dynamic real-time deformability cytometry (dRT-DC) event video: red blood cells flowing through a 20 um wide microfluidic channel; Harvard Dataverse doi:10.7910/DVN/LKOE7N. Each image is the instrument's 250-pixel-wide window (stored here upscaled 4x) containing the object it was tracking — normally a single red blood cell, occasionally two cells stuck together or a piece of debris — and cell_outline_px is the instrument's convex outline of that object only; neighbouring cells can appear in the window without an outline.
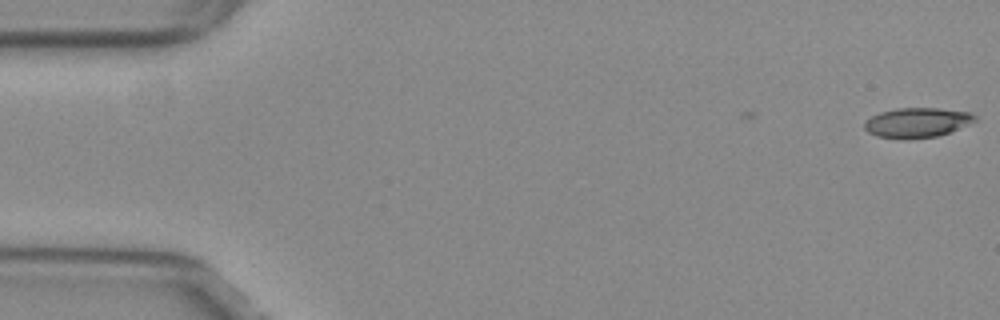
{"species": "common noctule bat (a hibernating species)", "species_latin": "Nyctalus noctula", "temperature_condition": "warm", "stored_images_in_passage": 2, "camera_frame_rate_fps": 3000, "um_per_image_px": 0.085, "animal": {"sex": "female", "body_mass_g": 29.2, "forearm_length_mm": 56.3}, "frame": {"image": 1, "passage_image": 2, "time_ms": 0.333, "image_size_px": [1000, 320], "cell_outline_px": [[976, 120], [948, 132], [936, 136], [908, 140], [876, 136], [868, 132], [864, 128], [864, 120], [880, 112], [896, 108], [936, 108], [972, 112], [976, 116]], "centroid_in_image_um": [77.9, 10.42], "position_along_channel_um": 7.1, "area_um2": 19.19}}